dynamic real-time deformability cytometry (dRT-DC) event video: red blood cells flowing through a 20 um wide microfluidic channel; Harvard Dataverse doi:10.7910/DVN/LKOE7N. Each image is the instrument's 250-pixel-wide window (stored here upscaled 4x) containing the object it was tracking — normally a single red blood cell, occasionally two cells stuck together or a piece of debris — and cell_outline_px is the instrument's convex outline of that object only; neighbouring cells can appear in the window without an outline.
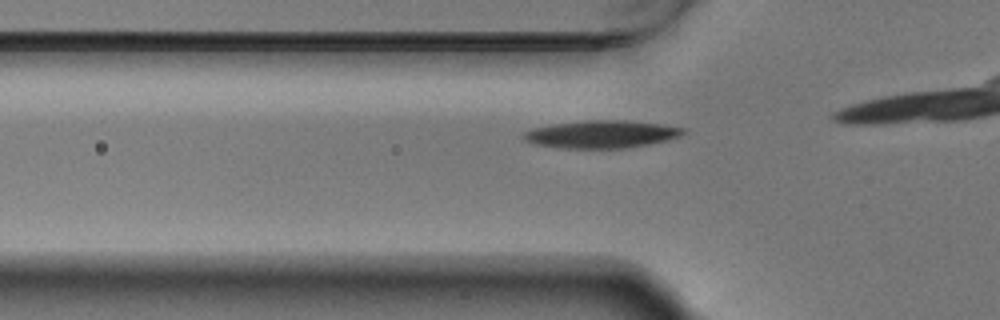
{"species": "Egyptian fruit bat (a non-hibernating species)", "species_latin": "Rousettus aegyptiacus", "temperature_condition": "warm", "stored_images_in_passage": 9, "camera_frame_rate_fps": 3000, "um_per_image_px": 0.085, "animal": {"sex": "male"}, "frame": {"image": 1, "passage_image": 4, "time_ms": 1.0, "image_size_px": [1000, 320], "cell_outline_px": [[688, 132], [680, 136], [668, 140], [648, 144], [624, 148], [560, 148], [536, 144], [524, 140], [520, 136], [524, 132], [532, 128], [552, 124], [588, 120], [624, 120], [664, 124], [688, 128]], "centroid_in_image_um": [51.17, 11.4], "position_along_channel_um": 74.6, "area_um2": 25.95}}
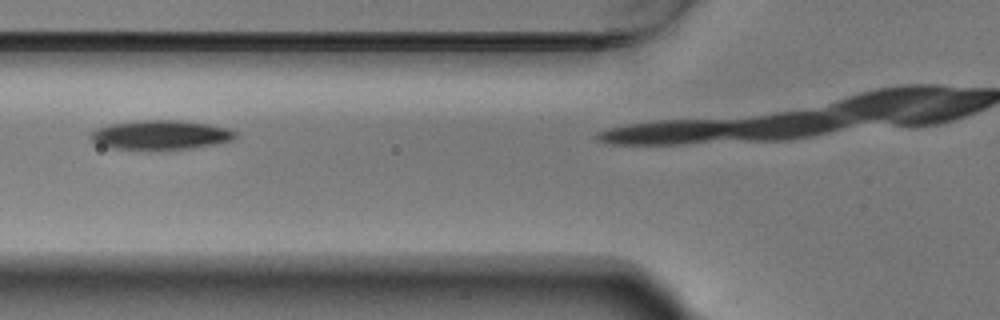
{"frame": {"image": 2, "passage_image": 7, "time_ms": 2.0, "image_size_px": [1000, 320], "cell_outline_px": [[236, 136], [232, 140], [216, 144], [192, 148], [112, 148], [100, 144], [92, 140], [88, 136], [88, 132], [96, 128], [108, 124], [136, 120], [180, 120], [208, 124], [228, 128], [236, 132]], "centroid_in_image_um": [13.63, 11.43], "position_along_channel_um": 112.2, "area_um2": 24.45}}